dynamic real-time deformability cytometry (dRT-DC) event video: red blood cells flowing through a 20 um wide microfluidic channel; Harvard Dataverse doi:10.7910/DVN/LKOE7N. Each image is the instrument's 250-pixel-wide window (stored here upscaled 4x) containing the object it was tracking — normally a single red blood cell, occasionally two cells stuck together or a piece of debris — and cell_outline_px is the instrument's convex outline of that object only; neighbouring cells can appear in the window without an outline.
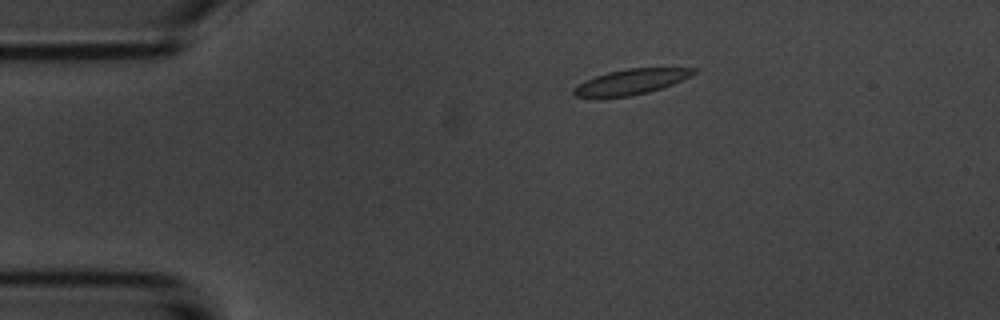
{"species": "common noctule bat (a hibernating species)", "species_latin": "Nyctalus noctula", "temperature_condition": "room temperature", "stored_images_in_passage": 3, "camera_frame_rate_fps": 3000, "um_per_image_px": 0.085, "animal": {"sex": "male", "body_mass_g": 20.1, "forearm_length_mm": 53.5}, "frame": {"image": 1, "passage_image": 1, "time_ms": 0.0, "image_size_px": [1000, 320], "cell_outline_px": [[700, 72], [672, 84], [648, 92], [628, 96], [576, 96], [572, 92], [572, 88], [584, 80], [608, 72], [628, 68], [696, 68]], "centroid_in_image_um": [53.67, 6.93], "position_along_channel_um": 31.3, "area_um2": 17.4}}